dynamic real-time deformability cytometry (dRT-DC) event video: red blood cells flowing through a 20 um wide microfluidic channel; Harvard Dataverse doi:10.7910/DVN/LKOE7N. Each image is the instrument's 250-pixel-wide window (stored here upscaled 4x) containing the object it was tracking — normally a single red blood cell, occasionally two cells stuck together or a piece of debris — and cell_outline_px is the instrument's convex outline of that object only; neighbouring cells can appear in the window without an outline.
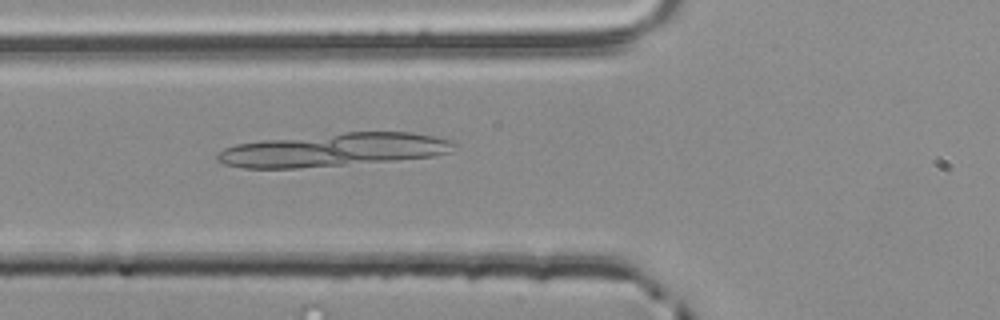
{"species": "common noctule bat (a hibernating species)", "species_latin": "Nyctalus noctula", "temperature_condition": "room temperature", "stored_images_in_passage": 35, "camera_frame_rate_fps": 3000, "um_per_image_px": 0.085, "animal": {"sex": "male", "body_mass_g": 20.4}, "frame": {"image": 1, "passage_image": 4, "time_ms": 1.0, "image_size_px": [1000, 320], "cell_outline_px": [[456, 144], [452, 152], [436, 156], [396, 160], [300, 168], [244, 168], [224, 164], [216, 160], [216, 156], [224, 148], [236, 144], [264, 140], [344, 132], [412, 132], [432, 136], [448, 140]], "centroid_in_image_um": [28.36, 12.74], "position_along_channel_um": 97.4, "area_um2": 45.66}}
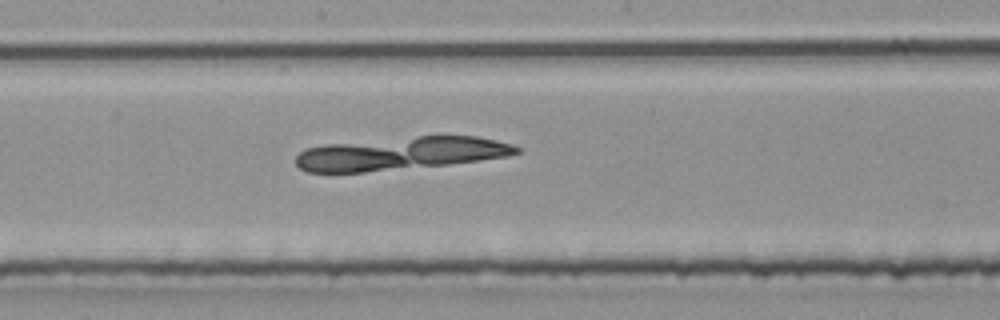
{"frame": {"image": 2, "passage_image": 13, "time_ms": 4.0, "image_size_px": [1000, 320], "cell_outline_px": [[520, 152], [508, 156], [480, 160], [448, 164], [364, 172], [308, 172], [300, 168], [296, 164], [296, 156], [304, 148], [324, 144], [420, 136], [476, 136], [496, 140], [512, 144], [520, 148]], "centroid_in_image_um": [34.05, 13.04], "position_along_channel_um": 214.2, "area_um2": 42.14}}
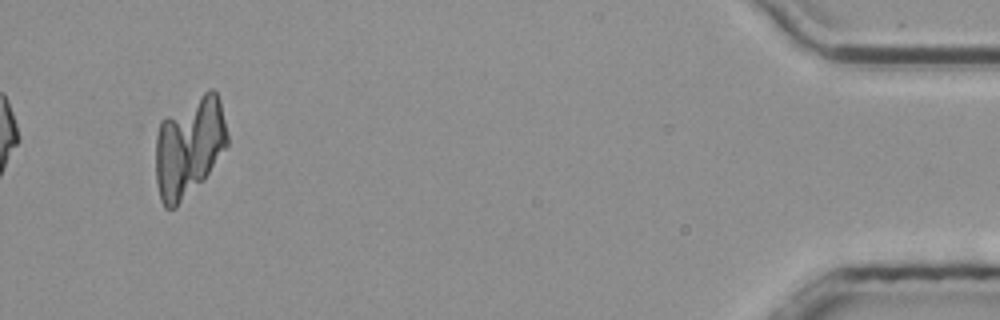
{"frame": {"image": 3, "passage_image": 35, "time_ms": 11.333, "image_size_px": [1000, 320], "cell_outline_px": [[228, 144], [204, 180], [176, 208], [164, 208], [160, 200], [156, 184], [156, 136], [160, 120], [164, 116], [208, 88], [212, 88], [216, 92], [220, 100], [228, 136]], "centroid_in_image_um": [16.06, 12.46], "position_along_channel_um": 419.1, "area_um2": 42.54}}